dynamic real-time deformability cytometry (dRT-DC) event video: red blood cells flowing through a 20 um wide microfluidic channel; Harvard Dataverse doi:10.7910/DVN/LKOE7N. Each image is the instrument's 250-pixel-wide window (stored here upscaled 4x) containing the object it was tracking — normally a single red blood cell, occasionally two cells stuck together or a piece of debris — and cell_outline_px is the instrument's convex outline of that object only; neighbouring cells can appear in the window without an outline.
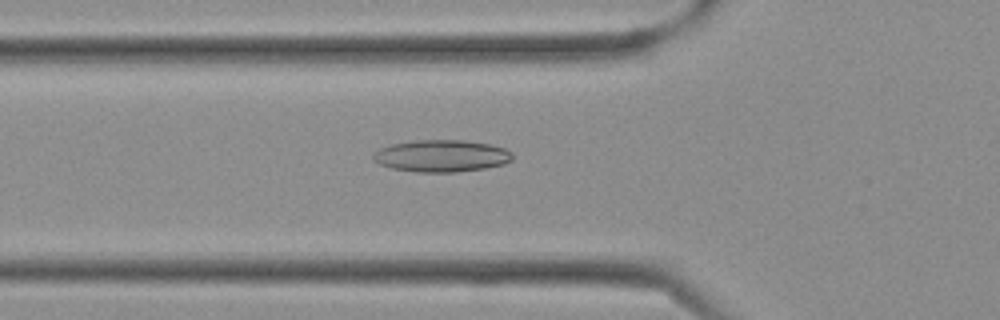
{"species": "Egyptian fruit bat (a non-hibernating species)", "species_latin": "Rousettus aegyptiacus", "temperature_condition": "cold", "stored_images_in_passage": 37, "camera_frame_rate_fps": 3000, "um_per_image_px": 0.085, "frame": {"image": 1, "passage_image": 13, "time_ms": 4.0, "image_size_px": [1000, 320], "cell_outline_px": [[512, 160], [504, 164], [484, 168], [456, 172], [416, 172], [392, 168], [380, 164], [372, 160], [372, 152], [380, 148], [392, 144], [416, 140], [464, 140], [492, 144], [504, 148], [512, 152]], "centroid_in_image_um": [37.51, 13.25], "position_along_channel_um": 88.3, "area_um2": 26.13}}
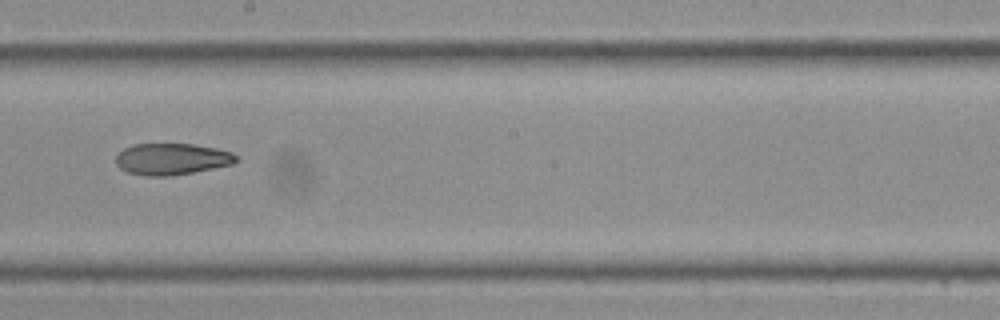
{"frame": {"image": 2, "passage_image": 21, "time_ms": 6.667, "image_size_px": [1000, 320], "cell_outline_px": [[240, 160], [232, 164], [192, 172], [168, 176], [148, 176], [128, 172], [120, 168], [116, 164], [116, 156], [124, 148], [132, 144], [192, 144], [216, 148], [232, 152]], "centroid_in_image_um": [14.6, 13.51], "position_along_channel_um": 233.6, "area_um2": 21.96}}
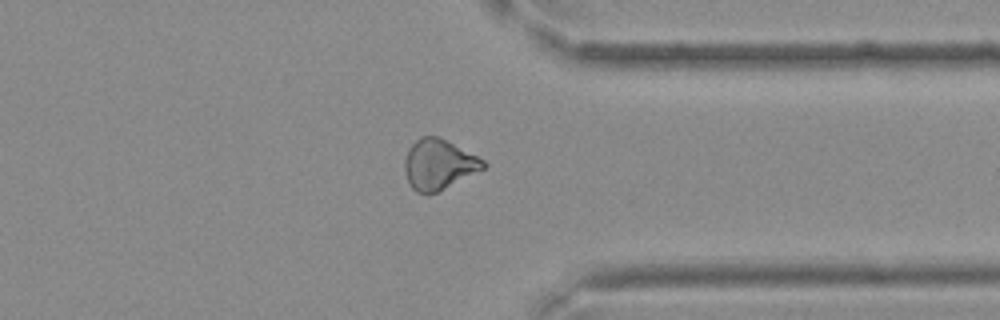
{"frame": {"image": 3, "passage_image": 29, "time_ms": 9.333, "image_size_px": [1000, 320], "cell_outline_px": [[488, 164], [484, 168], [436, 192], [416, 192], [412, 188], [408, 180], [404, 168], [404, 160], [408, 148], [420, 136], [440, 136], [484, 160]], "centroid_in_image_um": [37.27, 13.93], "position_along_channel_um": 374.1, "area_um2": 22.66}}